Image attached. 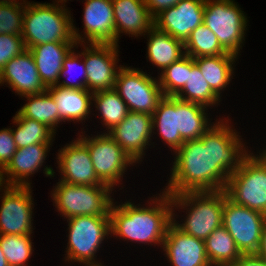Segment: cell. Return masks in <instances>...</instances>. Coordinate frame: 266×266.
Here are the masks:
<instances>
[{
    "mask_svg": "<svg viewBox=\"0 0 266 266\" xmlns=\"http://www.w3.org/2000/svg\"><path fill=\"white\" fill-rule=\"evenodd\" d=\"M175 97L183 101L201 104L205 107L218 105L221 101V97L211 89L203 77L199 67L194 62V58L189 55L187 83Z\"/></svg>",
    "mask_w": 266,
    "mask_h": 266,
    "instance_id": "obj_28",
    "label": "cell"
},
{
    "mask_svg": "<svg viewBox=\"0 0 266 266\" xmlns=\"http://www.w3.org/2000/svg\"><path fill=\"white\" fill-rule=\"evenodd\" d=\"M51 191L56 210L63 217H110L113 189L107 185L82 186L59 181Z\"/></svg>",
    "mask_w": 266,
    "mask_h": 266,
    "instance_id": "obj_5",
    "label": "cell"
},
{
    "mask_svg": "<svg viewBox=\"0 0 266 266\" xmlns=\"http://www.w3.org/2000/svg\"><path fill=\"white\" fill-rule=\"evenodd\" d=\"M26 2L0 4V34L22 35Z\"/></svg>",
    "mask_w": 266,
    "mask_h": 266,
    "instance_id": "obj_36",
    "label": "cell"
},
{
    "mask_svg": "<svg viewBox=\"0 0 266 266\" xmlns=\"http://www.w3.org/2000/svg\"><path fill=\"white\" fill-rule=\"evenodd\" d=\"M259 154L266 160V149L262 153L259 152Z\"/></svg>",
    "mask_w": 266,
    "mask_h": 266,
    "instance_id": "obj_48",
    "label": "cell"
},
{
    "mask_svg": "<svg viewBox=\"0 0 266 266\" xmlns=\"http://www.w3.org/2000/svg\"><path fill=\"white\" fill-rule=\"evenodd\" d=\"M147 56L150 63L163 71L185 56L184 42L153 26L147 33Z\"/></svg>",
    "mask_w": 266,
    "mask_h": 266,
    "instance_id": "obj_24",
    "label": "cell"
},
{
    "mask_svg": "<svg viewBox=\"0 0 266 266\" xmlns=\"http://www.w3.org/2000/svg\"><path fill=\"white\" fill-rule=\"evenodd\" d=\"M0 266H9L6 257L4 256L3 251L1 250V246H0Z\"/></svg>",
    "mask_w": 266,
    "mask_h": 266,
    "instance_id": "obj_44",
    "label": "cell"
},
{
    "mask_svg": "<svg viewBox=\"0 0 266 266\" xmlns=\"http://www.w3.org/2000/svg\"><path fill=\"white\" fill-rule=\"evenodd\" d=\"M205 111L207 107L201 104L177 98L178 131L184 141L201 138L213 126Z\"/></svg>",
    "mask_w": 266,
    "mask_h": 266,
    "instance_id": "obj_27",
    "label": "cell"
},
{
    "mask_svg": "<svg viewBox=\"0 0 266 266\" xmlns=\"http://www.w3.org/2000/svg\"><path fill=\"white\" fill-rule=\"evenodd\" d=\"M78 46L76 42H50L29 48L38 74L47 88L58 85L64 59Z\"/></svg>",
    "mask_w": 266,
    "mask_h": 266,
    "instance_id": "obj_22",
    "label": "cell"
},
{
    "mask_svg": "<svg viewBox=\"0 0 266 266\" xmlns=\"http://www.w3.org/2000/svg\"><path fill=\"white\" fill-rule=\"evenodd\" d=\"M265 219L266 215L234 203L225 192L222 225L233 237L241 254L257 253Z\"/></svg>",
    "mask_w": 266,
    "mask_h": 266,
    "instance_id": "obj_11",
    "label": "cell"
},
{
    "mask_svg": "<svg viewBox=\"0 0 266 266\" xmlns=\"http://www.w3.org/2000/svg\"><path fill=\"white\" fill-rule=\"evenodd\" d=\"M53 96L63 122H82L91 114L93 93L87 89H66L58 85L47 89Z\"/></svg>",
    "mask_w": 266,
    "mask_h": 266,
    "instance_id": "obj_23",
    "label": "cell"
},
{
    "mask_svg": "<svg viewBox=\"0 0 266 266\" xmlns=\"http://www.w3.org/2000/svg\"><path fill=\"white\" fill-rule=\"evenodd\" d=\"M225 120L213 123L201 138L185 141L174 152V165L164 192L172 196L225 189L228 177L250 152L239 133L229 126V118Z\"/></svg>",
    "mask_w": 266,
    "mask_h": 266,
    "instance_id": "obj_1",
    "label": "cell"
},
{
    "mask_svg": "<svg viewBox=\"0 0 266 266\" xmlns=\"http://www.w3.org/2000/svg\"><path fill=\"white\" fill-rule=\"evenodd\" d=\"M92 101L101 114L107 133L120 124L129 112L126 103L114 89L93 93Z\"/></svg>",
    "mask_w": 266,
    "mask_h": 266,
    "instance_id": "obj_32",
    "label": "cell"
},
{
    "mask_svg": "<svg viewBox=\"0 0 266 266\" xmlns=\"http://www.w3.org/2000/svg\"><path fill=\"white\" fill-rule=\"evenodd\" d=\"M153 133L156 129L162 141L175 152L185 142L178 131L177 98L164 96L152 114Z\"/></svg>",
    "mask_w": 266,
    "mask_h": 266,
    "instance_id": "obj_25",
    "label": "cell"
},
{
    "mask_svg": "<svg viewBox=\"0 0 266 266\" xmlns=\"http://www.w3.org/2000/svg\"><path fill=\"white\" fill-rule=\"evenodd\" d=\"M32 235H0V246L9 266H27L33 253Z\"/></svg>",
    "mask_w": 266,
    "mask_h": 266,
    "instance_id": "obj_34",
    "label": "cell"
},
{
    "mask_svg": "<svg viewBox=\"0 0 266 266\" xmlns=\"http://www.w3.org/2000/svg\"><path fill=\"white\" fill-rule=\"evenodd\" d=\"M173 222L190 236L205 239L222 225L225 190L185 192L171 196ZM190 207V208H189ZM176 209H186L184 223H178L174 213ZM176 221V222H175Z\"/></svg>",
    "mask_w": 266,
    "mask_h": 266,
    "instance_id": "obj_4",
    "label": "cell"
},
{
    "mask_svg": "<svg viewBox=\"0 0 266 266\" xmlns=\"http://www.w3.org/2000/svg\"><path fill=\"white\" fill-rule=\"evenodd\" d=\"M243 12L234 0H205L203 23L217 36L221 47L237 57L247 30Z\"/></svg>",
    "mask_w": 266,
    "mask_h": 266,
    "instance_id": "obj_7",
    "label": "cell"
},
{
    "mask_svg": "<svg viewBox=\"0 0 266 266\" xmlns=\"http://www.w3.org/2000/svg\"><path fill=\"white\" fill-rule=\"evenodd\" d=\"M188 55L173 62L158 77L159 85L164 96H175L187 83Z\"/></svg>",
    "mask_w": 266,
    "mask_h": 266,
    "instance_id": "obj_35",
    "label": "cell"
},
{
    "mask_svg": "<svg viewBox=\"0 0 266 266\" xmlns=\"http://www.w3.org/2000/svg\"><path fill=\"white\" fill-rule=\"evenodd\" d=\"M52 143L31 144L17 148L11 161L3 169V176L7 186H31L28 180L35 171L45 163L47 153ZM7 176V179L6 176Z\"/></svg>",
    "mask_w": 266,
    "mask_h": 266,
    "instance_id": "obj_20",
    "label": "cell"
},
{
    "mask_svg": "<svg viewBox=\"0 0 266 266\" xmlns=\"http://www.w3.org/2000/svg\"><path fill=\"white\" fill-rule=\"evenodd\" d=\"M6 186L7 185L5 183L4 176H3V169L0 167V191H3V188H5Z\"/></svg>",
    "mask_w": 266,
    "mask_h": 266,
    "instance_id": "obj_43",
    "label": "cell"
},
{
    "mask_svg": "<svg viewBox=\"0 0 266 266\" xmlns=\"http://www.w3.org/2000/svg\"><path fill=\"white\" fill-rule=\"evenodd\" d=\"M66 6L60 3H25L22 37L26 49L50 42H76L73 19Z\"/></svg>",
    "mask_w": 266,
    "mask_h": 266,
    "instance_id": "obj_3",
    "label": "cell"
},
{
    "mask_svg": "<svg viewBox=\"0 0 266 266\" xmlns=\"http://www.w3.org/2000/svg\"><path fill=\"white\" fill-rule=\"evenodd\" d=\"M152 123L151 114L129 111L126 118L108 134L135 163H139L146 154L147 146L151 145L154 135Z\"/></svg>",
    "mask_w": 266,
    "mask_h": 266,
    "instance_id": "obj_15",
    "label": "cell"
},
{
    "mask_svg": "<svg viewBox=\"0 0 266 266\" xmlns=\"http://www.w3.org/2000/svg\"><path fill=\"white\" fill-rule=\"evenodd\" d=\"M204 242L206 255L212 266H229L242 255L223 225L216 228Z\"/></svg>",
    "mask_w": 266,
    "mask_h": 266,
    "instance_id": "obj_30",
    "label": "cell"
},
{
    "mask_svg": "<svg viewBox=\"0 0 266 266\" xmlns=\"http://www.w3.org/2000/svg\"><path fill=\"white\" fill-rule=\"evenodd\" d=\"M27 99L17 112L22 116L29 119L36 120L37 122L47 125L56 133V127L62 119L59 116L56 102L48 90L44 92L22 96Z\"/></svg>",
    "mask_w": 266,
    "mask_h": 266,
    "instance_id": "obj_29",
    "label": "cell"
},
{
    "mask_svg": "<svg viewBox=\"0 0 266 266\" xmlns=\"http://www.w3.org/2000/svg\"><path fill=\"white\" fill-rule=\"evenodd\" d=\"M68 243L65 262L97 264L95 256L102 241L110 235V217L75 216L67 218Z\"/></svg>",
    "mask_w": 266,
    "mask_h": 266,
    "instance_id": "obj_8",
    "label": "cell"
},
{
    "mask_svg": "<svg viewBox=\"0 0 266 266\" xmlns=\"http://www.w3.org/2000/svg\"><path fill=\"white\" fill-rule=\"evenodd\" d=\"M205 0H180L154 18V26L185 43L204 20Z\"/></svg>",
    "mask_w": 266,
    "mask_h": 266,
    "instance_id": "obj_16",
    "label": "cell"
},
{
    "mask_svg": "<svg viewBox=\"0 0 266 266\" xmlns=\"http://www.w3.org/2000/svg\"><path fill=\"white\" fill-rule=\"evenodd\" d=\"M60 181L82 186L105 185L97 177L88 148L77 138L57 153Z\"/></svg>",
    "mask_w": 266,
    "mask_h": 266,
    "instance_id": "obj_17",
    "label": "cell"
},
{
    "mask_svg": "<svg viewBox=\"0 0 266 266\" xmlns=\"http://www.w3.org/2000/svg\"><path fill=\"white\" fill-rule=\"evenodd\" d=\"M74 51H75V49L71 50L70 53L67 55V57L64 59L62 69L60 71V79H62L63 76H65V77L68 76L67 74H69V73L71 74L72 71L77 70L76 66H79V65L81 66L80 68L82 70L80 73H81V75H83V77H81L82 78L81 80L76 81V82H68V81L62 80V82L58 83V86L62 87V88H66V89H86L87 72H86L85 62H84V60H83V63L80 62V61H82V59H81L82 54L79 52L76 54ZM79 59H81V60H79ZM74 68H76V69H74Z\"/></svg>",
    "mask_w": 266,
    "mask_h": 266,
    "instance_id": "obj_37",
    "label": "cell"
},
{
    "mask_svg": "<svg viewBox=\"0 0 266 266\" xmlns=\"http://www.w3.org/2000/svg\"><path fill=\"white\" fill-rule=\"evenodd\" d=\"M256 254L266 260V219L263 224L260 247Z\"/></svg>",
    "mask_w": 266,
    "mask_h": 266,
    "instance_id": "obj_42",
    "label": "cell"
},
{
    "mask_svg": "<svg viewBox=\"0 0 266 266\" xmlns=\"http://www.w3.org/2000/svg\"><path fill=\"white\" fill-rule=\"evenodd\" d=\"M19 3L17 0H0V4Z\"/></svg>",
    "mask_w": 266,
    "mask_h": 266,
    "instance_id": "obj_45",
    "label": "cell"
},
{
    "mask_svg": "<svg viewBox=\"0 0 266 266\" xmlns=\"http://www.w3.org/2000/svg\"><path fill=\"white\" fill-rule=\"evenodd\" d=\"M84 266H104L101 263H97V264H84Z\"/></svg>",
    "mask_w": 266,
    "mask_h": 266,
    "instance_id": "obj_47",
    "label": "cell"
},
{
    "mask_svg": "<svg viewBox=\"0 0 266 266\" xmlns=\"http://www.w3.org/2000/svg\"><path fill=\"white\" fill-rule=\"evenodd\" d=\"M94 136L81 134L78 139L88 148L98 179L113 189L122 181L127 167L136 163L108 133Z\"/></svg>",
    "mask_w": 266,
    "mask_h": 266,
    "instance_id": "obj_9",
    "label": "cell"
},
{
    "mask_svg": "<svg viewBox=\"0 0 266 266\" xmlns=\"http://www.w3.org/2000/svg\"><path fill=\"white\" fill-rule=\"evenodd\" d=\"M116 38L121 33L130 37L146 35L154 26V18L144 0H112Z\"/></svg>",
    "mask_w": 266,
    "mask_h": 266,
    "instance_id": "obj_21",
    "label": "cell"
},
{
    "mask_svg": "<svg viewBox=\"0 0 266 266\" xmlns=\"http://www.w3.org/2000/svg\"><path fill=\"white\" fill-rule=\"evenodd\" d=\"M84 45L81 52L86 66V89L92 93L111 90L115 87L118 71L123 65H117L119 45L79 44ZM118 66V67H117Z\"/></svg>",
    "mask_w": 266,
    "mask_h": 266,
    "instance_id": "obj_13",
    "label": "cell"
},
{
    "mask_svg": "<svg viewBox=\"0 0 266 266\" xmlns=\"http://www.w3.org/2000/svg\"><path fill=\"white\" fill-rule=\"evenodd\" d=\"M114 90L126 103L128 111L153 114L164 97L158 79L138 68L122 66Z\"/></svg>",
    "mask_w": 266,
    "mask_h": 266,
    "instance_id": "obj_10",
    "label": "cell"
},
{
    "mask_svg": "<svg viewBox=\"0 0 266 266\" xmlns=\"http://www.w3.org/2000/svg\"><path fill=\"white\" fill-rule=\"evenodd\" d=\"M31 189V186H6L3 189V196H0V235L33 233L34 202Z\"/></svg>",
    "mask_w": 266,
    "mask_h": 266,
    "instance_id": "obj_12",
    "label": "cell"
},
{
    "mask_svg": "<svg viewBox=\"0 0 266 266\" xmlns=\"http://www.w3.org/2000/svg\"><path fill=\"white\" fill-rule=\"evenodd\" d=\"M84 5V36L82 37L77 28L72 25L76 43L83 44L88 40L87 44L118 45L112 0H85Z\"/></svg>",
    "mask_w": 266,
    "mask_h": 266,
    "instance_id": "obj_14",
    "label": "cell"
},
{
    "mask_svg": "<svg viewBox=\"0 0 266 266\" xmlns=\"http://www.w3.org/2000/svg\"><path fill=\"white\" fill-rule=\"evenodd\" d=\"M252 154L228 177L224 190L234 203L266 215V160Z\"/></svg>",
    "mask_w": 266,
    "mask_h": 266,
    "instance_id": "obj_6",
    "label": "cell"
},
{
    "mask_svg": "<svg viewBox=\"0 0 266 266\" xmlns=\"http://www.w3.org/2000/svg\"><path fill=\"white\" fill-rule=\"evenodd\" d=\"M6 83L19 96L44 92L48 88L42 82L33 55L26 49L12 58L0 71V86Z\"/></svg>",
    "mask_w": 266,
    "mask_h": 266,
    "instance_id": "obj_19",
    "label": "cell"
},
{
    "mask_svg": "<svg viewBox=\"0 0 266 266\" xmlns=\"http://www.w3.org/2000/svg\"><path fill=\"white\" fill-rule=\"evenodd\" d=\"M17 151L11 128L0 130V167L4 169Z\"/></svg>",
    "mask_w": 266,
    "mask_h": 266,
    "instance_id": "obj_39",
    "label": "cell"
},
{
    "mask_svg": "<svg viewBox=\"0 0 266 266\" xmlns=\"http://www.w3.org/2000/svg\"><path fill=\"white\" fill-rule=\"evenodd\" d=\"M229 266H266V260L259 257L257 254H242Z\"/></svg>",
    "mask_w": 266,
    "mask_h": 266,
    "instance_id": "obj_41",
    "label": "cell"
},
{
    "mask_svg": "<svg viewBox=\"0 0 266 266\" xmlns=\"http://www.w3.org/2000/svg\"><path fill=\"white\" fill-rule=\"evenodd\" d=\"M236 59H238L236 55L228 53L194 58V62L199 67L211 89L221 97V91H224L233 79V64L234 62L236 63Z\"/></svg>",
    "mask_w": 266,
    "mask_h": 266,
    "instance_id": "obj_26",
    "label": "cell"
},
{
    "mask_svg": "<svg viewBox=\"0 0 266 266\" xmlns=\"http://www.w3.org/2000/svg\"><path fill=\"white\" fill-rule=\"evenodd\" d=\"M55 2L58 3V4L60 2L62 6H66L65 2H67V0H57V1L55 0ZM63 3H64V5H63Z\"/></svg>",
    "mask_w": 266,
    "mask_h": 266,
    "instance_id": "obj_46",
    "label": "cell"
},
{
    "mask_svg": "<svg viewBox=\"0 0 266 266\" xmlns=\"http://www.w3.org/2000/svg\"><path fill=\"white\" fill-rule=\"evenodd\" d=\"M150 12V15L155 18L163 10L175 6L180 0H144Z\"/></svg>",
    "mask_w": 266,
    "mask_h": 266,
    "instance_id": "obj_40",
    "label": "cell"
},
{
    "mask_svg": "<svg viewBox=\"0 0 266 266\" xmlns=\"http://www.w3.org/2000/svg\"><path fill=\"white\" fill-rule=\"evenodd\" d=\"M150 199L149 207L137 206L127 201L121 205H111V234L123 240L142 244L163 245L167 229L173 222L171 196L162 191V195ZM151 205V206H150Z\"/></svg>",
    "mask_w": 266,
    "mask_h": 266,
    "instance_id": "obj_2",
    "label": "cell"
},
{
    "mask_svg": "<svg viewBox=\"0 0 266 266\" xmlns=\"http://www.w3.org/2000/svg\"><path fill=\"white\" fill-rule=\"evenodd\" d=\"M172 266H212L205 242L180 230L174 222L167 229L162 247Z\"/></svg>",
    "mask_w": 266,
    "mask_h": 266,
    "instance_id": "obj_18",
    "label": "cell"
},
{
    "mask_svg": "<svg viewBox=\"0 0 266 266\" xmlns=\"http://www.w3.org/2000/svg\"><path fill=\"white\" fill-rule=\"evenodd\" d=\"M13 120V123L17 124V128L11 129L17 148L27 147L31 144L53 142L55 132L47 125L22 117L18 112H16Z\"/></svg>",
    "mask_w": 266,
    "mask_h": 266,
    "instance_id": "obj_31",
    "label": "cell"
},
{
    "mask_svg": "<svg viewBox=\"0 0 266 266\" xmlns=\"http://www.w3.org/2000/svg\"><path fill=\"white\" fill-rule=\"evenodd\" d=\"M25 50L21 35L0 34V71L7 62Z\"/></svg>",
    "mask_w": 266,
    "mask_h": 266,
    "instance_id": "obj_38",
    "label": "cell"
},
{
    "mask_svg": "<svg viewBox=\"0 0 266 266\" xmlns=\"http://www.w3.org/2000/svg\"><path fill=\"white\" fill-rule=\"evenodd\" d=\"M184 46L185 54L193 58L228 54L219 44L217 36L204 23L191 32Z\"/></svg>",
    "mask_w": 266,
    "mask_h": 266,
    "instance_id": "obj_33",
    "label": "cell"
}]
</instances>
